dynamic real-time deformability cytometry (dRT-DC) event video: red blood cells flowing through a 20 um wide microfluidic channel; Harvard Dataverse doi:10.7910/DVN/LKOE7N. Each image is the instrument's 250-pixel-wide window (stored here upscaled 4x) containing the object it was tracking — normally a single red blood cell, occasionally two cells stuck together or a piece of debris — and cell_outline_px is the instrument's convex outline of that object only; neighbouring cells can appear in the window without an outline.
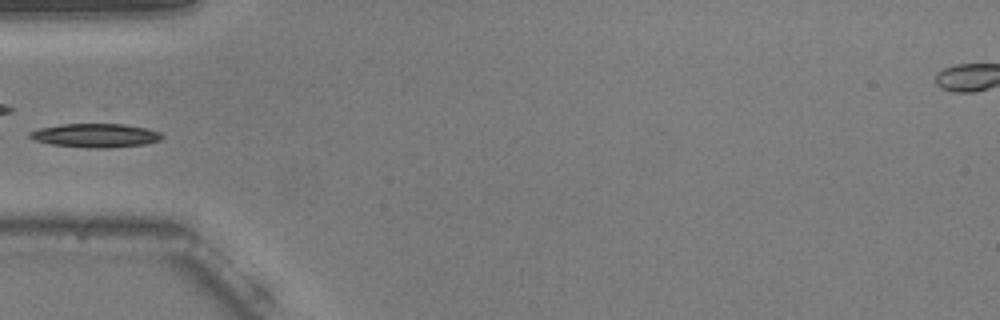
{"species": "common noctule bat (a hibernating species)", "species_latin": "Nyctalus noctula", "temperature_condition": "warm", "stored_images_in_passage": 27, "camera_frame_rate_fps": 3000, "um_per_image_px": 0.085, "animal": {"sex": "male", "body_mass_g": 20.5, "forearm_length_mm": 52.5}, "frame": {"image": 1, "passage_image": 1, "time_ms": 0.0, "image_size_px": [1000, 320], "cell_outline_px": [[164, 136], [160, 140], [144, 144], [108, 148], [92, 148], [52, 144], [32, 140], [28, 136], [28, 132], [36, 128], [60, 124], [124, 124], [148, 128], [160, 132]], "centroid_in_image_um": [8.08, 11.5], "position_along_channel_um": 76.9, "area_um2": 18.5}}
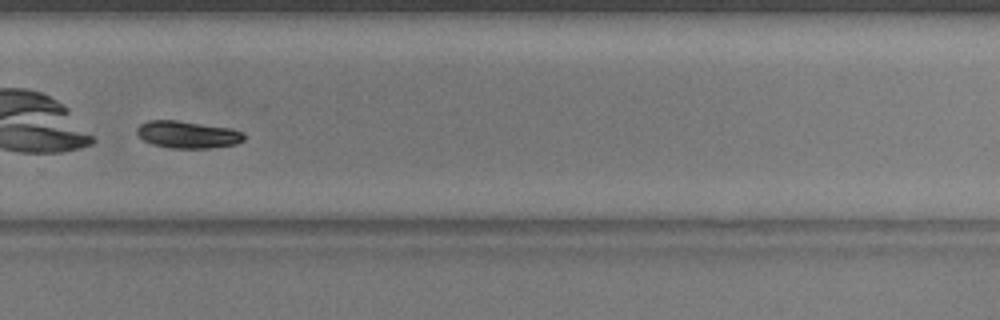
{"frame": {"image": 2, "passage_image": 20, "time_ms": 6.333, "image_size_px": [1000, 320], "cell_outline_px": [[244, 140], [236, 144], [208, 148], [168, 148], [152, 144], [144, 140], [136, 132], [136, 128], [140, 124], [148, 120], [176, 120], [228, 128], [244, 132]], "centroid_in_image_um": [15.92, 11.44], "position_along_channel_um": 313.9, "area_um2": 16.88}}